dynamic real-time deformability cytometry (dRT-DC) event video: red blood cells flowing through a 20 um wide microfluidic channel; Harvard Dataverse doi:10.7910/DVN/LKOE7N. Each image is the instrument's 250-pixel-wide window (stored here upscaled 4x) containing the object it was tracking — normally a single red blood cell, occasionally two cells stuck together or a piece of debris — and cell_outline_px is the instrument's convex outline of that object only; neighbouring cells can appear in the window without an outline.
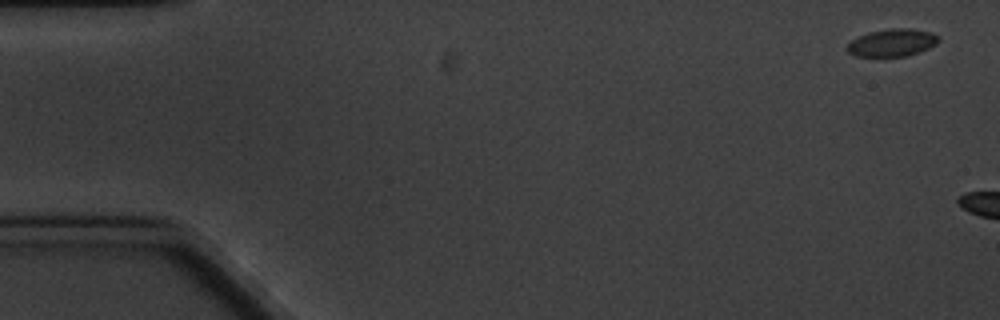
{"species": "common noctule bat (a hibernating species)", "species_latin": "Nyctalus noctula", "temperature_condition": "cold", "stored_images_in_passage": 5, "camera_frame_rate_fps": 3000, "um_per_image_px": 0.085, "animal": {"sex": "male", "body_mass_g": 20.1, "forearm_length_mm": 53.5}, "frame": {"image": 1, "passage_image": 1, "time_ms": 0.0, "image_size_px": [1000, 320], "cell_outline_px": [[940, 40], [936, 44], [928, 48], [908, 56], [856, 56], [848, 52], [844, 48], [852, 40], [868, 32], [892, 28], [912, 28], [932, 32], [940, 36]], "centroid_in_image_um": [75.86, 3.62], "position_along_channel_um": 9.1, "area_um2": 14.74}}